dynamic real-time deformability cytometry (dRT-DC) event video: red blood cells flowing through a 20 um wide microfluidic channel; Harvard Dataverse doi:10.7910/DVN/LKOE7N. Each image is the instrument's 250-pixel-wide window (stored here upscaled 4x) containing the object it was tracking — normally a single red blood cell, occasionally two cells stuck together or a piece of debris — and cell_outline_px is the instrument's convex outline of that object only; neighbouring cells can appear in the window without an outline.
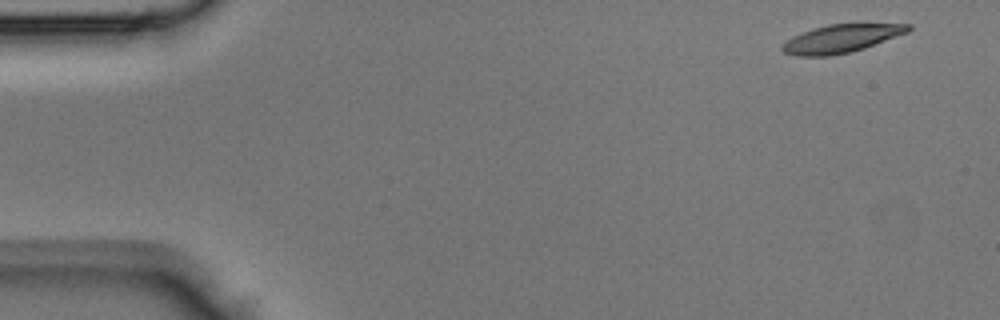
{"species": "Egyptian fruit bat (a non-hibernating species)", "species_latin": "Rousettus aegyptiacus", "temperature_condition": "room temperature", "stored_images_in_passage": 42, "camera_frame_rate_fps": 3000, "um_per_image_px": 0.085, "animal": {"sex": "male"}, "frame": {"image": 1, "passage_image": 1, "time_ms": 0.0, "image_size_px": [1000, 320], "cell_outline_px": [[912, 28], [908, 32], [864, 48], [852, 52], [828, 56], [796, 56], [784, 52], [780, 48], [792, 36], [812, 28], [828, 24], [864, 20], [912, 24]], "centroid_in_image_um": [71.62, 3.2], "position_along_channel_um": 13.4, "area_um2": 21.73}}
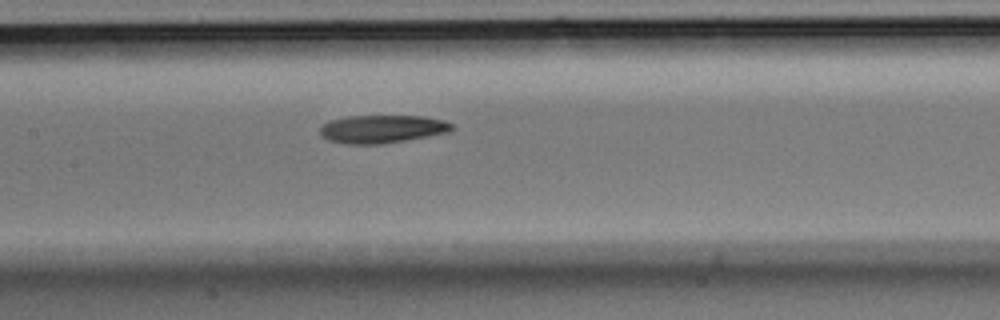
{"frame": {"image": 2, "passage_image": 19, "time_ms": 6.0, "image_size_px": [1000, 320], "cell_outline_px": [[456, 128], [448, 132], [428, 136], [384, 144], [344, 144], [328, 140], [320, 136], [320, 128], [324, 124], [332, 120], [348, 116], [424, 116], [444, 120], [452, 124]], "centroid_in_image_um": [32.49, 10.97], "position_along_channel_um": 174.9, "area_um2": 21.62}}
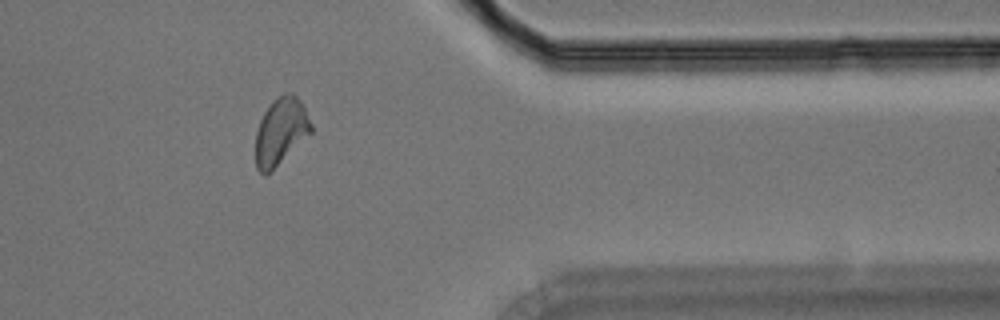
{"frame": {"image": 3, "passage_image": 34, "time_ms": 11.0, "image_size_px": [1000, 320], "cell_outline_px": [[312, 132], [264, 176], [256, 168], [256, 132], [260, 120], [264, 112], [272, 100], [284, 92], [292, 92], [300, 100], [312, 124]], "centroid_in_image_um": [23.85, 11.12], "position_along_channel_um": 387.5, "area_um2": 21.33}}